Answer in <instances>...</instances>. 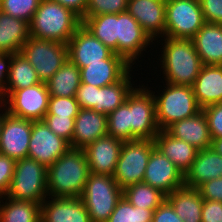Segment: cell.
Here are the masks:
<instances>
[{
    "label": "cell",
    "mask_w": 222,
    "mask_h": 222,
    "mask_svg": "<svg viewBox=\"0 0 222 222\" xmlns=\"http://www.w3.org/2000/svg\"><path fill=\"white\" fill-rule=\"evenodd\" d=\"M90 174L83 149L70 148L47 168V193L51 197H80Z\"/></svg>",
    "instance_id": "cell-1"
},
{
    "label": "cell",
    "mask_w": 222,
    "mask_h": 222,
    "mask_svg": "<svg viewBox=\"0 0 222 222\" xmlns=\"http://www.w3.org/2000/svg\"><path fill=\"white\" fill-rule=\"evenodd\" d=\"M162 38L159 60L165 82L192 87L202 67L192 39Z\"/></svg>",
    "instance_id": "cell-2"
},
{
    "label": "cell",
    "mask_w": 222,
    "mask_h": 222,
    "mask_svg": "<svg viewBox=\"0 0 222 222\" xmlns=\"http://www.w3.org/2000/svg\"><path fill=\"white\" fill-rule=\"evenodd\" d=\"M81 25V18L72 10L52 0H41L29 24L30 36L68 44Z\"/></svg>",
    "instance_id": "cell-3"
},
{
    "label": "cell",
    "mask_w": 222,
    "mask_h": 222,
    "mask_svg": "<svg viewBox=\"0 0 222 222\" xmlns=\"http://www.w3.org/2000/svg\"><path fill=\"white\" fill-rule=\"evenodd\" d=\"M162 93L153 96L156 106V120L160 130H166L176 121L195 116L202 109L197 104L191 86L167 83Z\"/></svg>",
    "instance_id": "cell-4"
},
{
    "label": "cell",
    "mask_w": 222,
    "mask_h": 222,
    "mask_svg": "<svg viewBox=\"0 0 222 222\" xmlns=\"http://www.w3.org/2000/svg\"><path fill=\"white\" fill-rule=\"evenodd\" d=\"M122 196L123 190L113 176L90 172L80 198L91 222H106Z\"/></svg>",
    "instance_id": "cell-5"
},
{
    "label": "cell",
    "mask_w": 222,
    "mask_h": 222,
    "mask_svg": "<svg viewBox=\"0 0 222 222\" xmlns=\"http://www.w3.org/2000/svg\"><path fill=\"white\" fill-rule=\"evenodd\" d=\"M5 196L42 204L48 197L47 167L30 157L16 160L11 185Z\"/></svg>",
    "instance_id": "cell-6"
},
{
    "label": "cell",
    "mask_w": 222,
    "mask_h": 222,
    "mask_svg": "<svg viewBox=\"0 0 222 222\" xmlns=\"http://www.w3.org/2000/svg\"><path fill=\"white\" fill-rule=\"evenodd\" d=\"M155 148L154 139L123 142L113 175L122 190L143 181L149 157Z\"/></svg>",
    "instance_id": "cell-7"
},
{
    "label": "cell",
    "mask_w": 222,
    "mask_h": 222,
    "mask_svg": "<svg viewBox=\"0 0 222 222\" xmlns=\"http://www.w3.org/2000/svg\"><path fill=\"white\" fill-rule=\"evenodd\" d=\"M20 53L33 66L40 81L45 83L69 60L67 44L31 36Z\"/></svg>",
    "instance_id": "cell-8"
},
{
    "label": "cell",
    "mask_w": 222,
    "mask_h": 222,
    "mask_svg": "<svg viewBox=\"0 0 222 222\" xmlns=\"http://www.w3.org/2000/svg\"><path fill=\"white\" fill-rule=\"evenodd\" d=\"M204 23L199 0H166L165 37L192 39Z\"/></svg>",
    "instance_id": "cell-9"
},
{
    "label": "cell",
    "mask_w": 222,
    "mask_h": 222,
    "mask_svg": "<svg viewBox=\"0 0 222 222\" xmlns=\"http://www.w3.org/2000/svg\"><path fill=\"white\" fill-rule=\"evenodd\" d=\"M49 91L45 82L13 90L4 99L6 111L31 121H43L48 112ZM8 106V107H7Z\"/></svg>",
    "instance_id": "cell-10"
},
{
    "label": "cell",
    "mask_w": 222,
    "mask_h": 222,
    "mask_svg": "<svg viewBox=\"0 0 222 222\" xmlns=\"http://www.w3.org/2000/svg\"><path fill=\"white\" fill-rule=\"evenodd\" d=\"M131 140L154 139L160 129L156 120L153 90L135 87L130 93Z\"/></svg>",
    "instance_id": "cell-11"
},
{
    "label": "cell",
    "mask_w": 222,
    "mask_h": 222,
    "mask_svg": "<svg viewBox=\"0 0 222 222\" xmlns=\"http://www.w3.org/2000/svg\"><path fill=\"white\" fill-rule=\"evenodd\" d=\"M70 148V143L57 136L44 121H32L28 157L48 168Z\"/></svg>",
    "instance_id": "cell-12"
},
{
    "label": "cell",
    "mask_w": 222,
    "mask_h": 222,
    "mask_svg": "<svg viewBox=\"0 0 222 222\" xmlns=\"http://www.w3.org/2000/svg\"><path fill=\"white\" fill-rule=\"evenodd\" d=\"M32 121L5 113L0 133V154L15 160L28 157Z\"/></svg>",
    "instance_id": "cell-13"
},
{
    "label": "cell",
    "mask_w": 222,
    "mask_h": 222,
    "mask_svg": "<svg viewBox=\"0 0 222 222\" xmlns=\"http://www.w3.org/2000/svg\"><path fill=\"white\" fill-rule=\"evenodd\" d=\"M152 42V43H151ZM155 44L139 25L138 21L127 11L118 13V55L131 66L143 55L149 45Z\"/></svg>",
    "instance_id": "cell-14"
},
{
    "label": "cell",
    "mask_w": 222,
    "mask_h": 222,
    "mask_svg": "<svg viewBox=\"0 0 222 222\" xmlns=\"http://www.w3.org/2000/svg\"><path fill=\"white\" fill-rule=\"evenodd\" d=\"M68 59L79 69L88 63H104L114 52L82 25L68 41Z\"/></svg>",
    "instance_id": "cell-15"
},
{
    "label": "cell",
    "mask_w": 222,
    "mask_h": 222,
    "mask_svg": "<svg viewBox=\"0 0 222 222\" xmlns=\"http://www.w3.org/2000/svg\"><path fill=\"white\" fill-rule=\"evenodd\" d=\"M142 182L167 196L175 189L184 186V175L173 162L155 148L149 157Z\"/></svg>",
    "instance_id": "cell-16"
},
{
    "label": "cell",
    "mask_w": 222,
    "mask_h": 222,
    "mask_svg": "<svg viewBox=\"0 0 222 222\" xmlns=\"http://www.w3.org/2000/svg\"><path fill=\"white\" fill-rule=\"evenodd\" d=\"M123 142L107 134L86 146L83 151L90 172L113 176Z\"/></svg>",
    "instance_id": "cell-17"
},
{
    "label": "cell",
    "mask_w": 222,
    "mask_h": 222,
    "mask_svg": "<svg viewBox=\"0 0 222 222\" xmlns=\"http://www.w3.org/2000/svg\"><path fill=\"white\" fill-rule=\"evenodd\" d=\"M127 12L154 42L165 37L166 0H128Z\"/></svg>",
    "instance_id": "cell-18"
},
{
    "label": "cell",
    "mask_w": 222,
    "mask_h": 222,
    "mask_svg": "<svg viewBox=\"0 0 222 222\" xmlns=\"http://www.w3.org/2000/svg\"><path fill=\"white\" fill-rule=\"evenodd\" d=\"M129 71H132L131 65L113 53L104 59V63H88V66L81 68V83L104 87L119 82Z\"/></svg>",
    "instance_id": "cell-19"
},
{
    "label": "cell",
    "mask_w": 222,
    "mask_h": 222,
    "mask_svg": "<svg viewBox=\"0 0 222 222\" xmlns=\"http://www.w3.org/2000/svg\"><path fill=\"white\" fill-rule=\"evenodd\" d=\"M48 198L41 204V222H91L80 197Z\"/></svg>",
    "instance_id": "cell-20"
},
{
    "label": "cell",
    "mask_w": 222,
    "mask_h": 222,
    "mask_svg": "<svg viewBox=\"0 0 222 222\" xmlns=\"http://www.w3.org/2000/svg\"><path fill=\"white\" fill-rule=\"evenodd\" d=\"M107 115L92 109L80 108L75 117L74 132L70 147L84 149L86 146L107 135Z\"/></svg>",
    "instance_id": "cell-21"
},
{
    "label": "cell",
    "mask_w": 222,
    "mask_h": 222,
    "mask_svg": "<svg viewBox=\"0 0 222 222\" xmlns=\"http://www.w3.org/2000/svg\"><path fill=\"white\" fill-rule=\"evenodd\" d=\"M166 131L174 138L184 140L198 150L207 149L211 145L212 138L203 110L193 117L174 122Z\"/></svg>",
    "instance_id": "cell-22"
},
{
    "label": "cell",
    "mask_w": 222,
    "mask_h": 222,
    "mask_svg": "<svg viewBox=\"0 0 222 222\" xmlns=\"http://www.w3.org/2000/svg\"><path fill=\"white\" fill-rule=\"evenodd\" d=\"M222 176V156L210 147L198 150L190 169L184 175V185L198 188L203 183Z\"/></svg>",
    "instance_id": "cell-23"
},
{
    "label": "cell",
    "mask_w": 222,
    "mask_h": 222,
    "mask_svg": "<svg viewBox=\"0 0 222 222\" xmlns=\"http://www.w3.org/2000/svg\"><path fill=\"white\" fill-rule=\"evenodd\" d=\"M201 109L222 102V65H202L192 86Z\"/></svg>",
    "instance_id": "cell-24"
},
{
    "label": "cell",
    "mask_w": 222,
    "mask_h": 222,
    "mask_svg": "<svg viewBox=\"0 0 222 222\" xmlns=\"http://www.w3.org/2000/svg\"><path fill=\"white\" fill-rule=\"evenodd\" d=\"M192 41L202 65H222V24L205 22Z\"/></svg>",
    "instance_id": "cell-25"
},
{
    "label": "cell",
    "mask_w": 222,
    "mask_h": 222,
    "mask_svg": "<svg viewBox=\"0 0 222 222\" xmlns=\"http://www.w3.org/2000/svg\"><path fill=\"white\" fill-rule=\"evenodd\" d=\"M155 147L166 156L185 175L190 169L198 149L184 140L170 135L166 130H160L154 138Z\"/></svg>",
    "instance_id": "cell-26"
},
{
    "label": "cell",
    "mask_w": 222,
    "mask_h": 222,
    "mask_svg": "<svg viewBox=\"0 0 222 222\" xmlns=\"http://www.w3.org/2000/svg\"><path fill=\"white\" fill-rule=\"evenodd\" d=\"M29 37L28 22L0 12V53H19Z\"/></svg>",
    "instance_id": "cell-27"
},
{
    "label": "cell",
    "mask_w": 222,
    "mask_h": 222,
    "mask_svg": "<svg viewBox=\"0 0 222 222\" xmlns=\"http://www.w3.org/2000/svg\"><path fill=\"white\" fill-rule=\"evenodd\" d=\"M176 214L184 222H202L204 199L197 188L182 186L166 196Z\"/></svg>",
    "instance_id": "cell-28"
},
{
    "label": "cell",
    "mask_w": 222,
    "mask_h": 222,
    "mask_svg": "<svg viewBox=\"0 0 222 222\" xmlns=\"http://www.w3.org/2000/svg\"><path fill=\"white\" fill-rule=\"evenodd\" d=\"M131 72L129 71L119 82L112 85L97 87V103L93 111L108 115L123 104L132 90L133 86ZM131 80V81H130Z\"/></svg>",
    "instance_id": "cell-29"
},
{
    "label": "cell",
    "mask_w": 222,
    "mask_h": 222,
    "mask_svg": "<svg viewBox=\"0 0 222 222\" xmlns=\"http://www.w3.org/2000/svg\"><path fill=\"white\" fill-rule=\"evenodd\" d=\"M38 83L41 81L29 61L20 52L11 54L7 84L0 92V99L3 100L13 90L31 87Z\"/></svg>",
    "instance_id": "cell-30"
},
{
    "label": "cell",
    "mask_w": 222,
    "mask_h": 222,
    "mask_svg": "<svg viewBox=\"0 0 222 222\" xmlns=\"http://www.w3.org/2000/svg\"><path fill=\"white\" fill-rule=\"evenodd\" d=\"M82 26L118 55V14L83 17Z\"/></svg>",
    "instance_id": "cell-31"
},
{
    "label": "cell",
    "mask_w": 222,
    "mask_h": 222,
    "mask_svg": "<svg viewBox=\"0 0 222 222\" xmlns=\"http://www.w3.org/2000/svg\"><path fill=\"white\" fill-rule=\"evenodd\" d=\"M2 198L6 201L1 200ZM40 217L41 204L0 197V222H41Z\"/></svg>",
    "instance_id": "cell-32"
},
{
    "label": "cell",
    "mask_w": 222,
    "mask_h": 222,
    "mask_svg": "<svg viewBox=\"0 0 222 222\" xmlns=\"http://www.w3.org/2000/svg\"><path fill=\"white\" fill-rule=\"evenodd\" d=\"M46 84L50 96L73 97L81 84L80 69L67 60Z\"/></svg>",
    "instance_id": "cell-33"
},
{
    "label": "cell",
    "mask_w": 222,
    "mask_h": 222,
    "mask_svg": "<svg viewBox=\"0 0 222 222\" xmlns=\"http://www.w3.org/2000/svg\"><path fill=\"white\" fill-rule=\"evenodd\" d=\"M123 196L134 206L155 210L165 199L166 195L149 184L139 182L123 189Z\"/></svg>",
    "instance_id": "cell-34"
},
{
    "label": "cell",
    "mask_w": 222,
    "mask_h": 222,
    "mask_svg": "<svg viewBox=\"0 0 222 222\" xmlns=\"http://www.w3.org/2000/svg\"><path fill=\"white\" fill-rule=\"evenodd\" d=\"M107 133L123 141L131 140L130 94L123 104L107 115Z\"/></svg>",
    "instance_id": "cell-35"
},
{
    "label": "cell",
    "mask_w": 222,
    "mask_h": 222,
    "mask_svg": "<svg viewBox=\"0 0 222 222\" xmlns=\"http://www.w3.org/2000/svg\"><path fill=\"white\" fill-rule=\"evenodd\" d=\"M154 211L134 207L122 196L106 222H152Z\"/></svg>",
    "instance_id": "cell-36"
},
{
    "label": "cell",
    "mask_w": 222,
    "mask_h": 222,
    "mask_svg": "<svg viewBox=\"0 0 222 222\" xmlns=\"http://www.w3.org/2000/svg\"><path fill=\"white\" fill-rule=\"evenodd\" d=\"M41 0H0V12L30 24Z\"/></svg>",
    "instance_id": "cell-37"
},
{
    "label": "cell",
    "mask_w": 222,
    "mask_h": 222,
    "mask_svg": "<svg viewBox=\"0 0 222 222\" xmlns=\"http://www.w3.org/2000/svg\"><path fill=\"white\" fill-rule=\"evenodd\" d=\"M127 4L128 0H88L84 17L126 12Z\"/></svg>",
    "instance_id": "cell-38"
},
{
    "label": "cell",
    "mask_w": 222,
    "mask_h": 222,
    "mask_svg": "<svg viewBox=\"0 0 222 222\" xmlns=\"http://www.w3.org/2000/svg\"><path fill=\"white\" fill-rule=\"evenodd\" d=\"M80 106L75 96L73 97H57L50 96L48 104V112L46 115H58L63 117H76L79 113Z\"/></svg>",
    "instance_id": "cell-39"
},
{
    "label": "cell",
    "mask_w": 222,
    "mask_h": 222,
    "mask_svg": "<svg viewBox=\"0 0 222 222\" xmlns=\"http://www.w3.org/2000/svg\"><path fill=\"white\" fill-rule=\"evenodd\" d=\"M43 121L57 136H60L71 143L74 132L75 117L45 115Z\"/></svg>",
    "instance_id": "cell-40"
},
{
    "label": "cell",
    "mask_w": 222,
    "mask_h": 222,
    "mask_svg": "<svg viewBox=\"0 0 222 222\" xmlns=\"http://www.w3.org/2000/svg\"><path fill=\"white\" fill-rule=\"evenodd\" d=\"M202 110L208 121L211 138L222 137V102L206 106Z\"/></svg>",
    "instance_id": "cell-41"
},
{
    "label": "cell",
    "mask_w": 222,
    "mask_h": 222,
    "mask_svg": "<svg viewBox=\"0 0 222 222\" xmlns=\"http://www.w3.org/2000/svg\"><path fill=\"white\" fill-rule=\"evenodd\" d=\"M16 160L0 154V197L5 196L10 188Z\"/></svg>",
    "instance_id": "cell-42"
},
{
    "label": "cell",
    "mask_w": 222,
    "mask_h": 222,
    "mask_svg": "<svg viewBox=\"0 0 222 222\" xmlns=\"http://www.w3.org/2000/svg\"><path fill=\"white\" fill-rule=\"evenodd\" d=\"M205 22L222 24V0H199Z\"/></svg>",
    "instance_id": "cell-43"
},
{
    "label": "cell",
    "mask_w": 222,
    "mask_h": 222,
    "mask_svg": "<svg viewBox=\"0 0 222 222\" xmlns=\"http://www.w3.org/2000/svg\"><path fill=\"white\" fill-rule=\"evenodd\" d=\"M75 99L80 108L93 109L97 103V87L86 83H81L75 94Z\"/></svg>",
    "instance_id": "cell-44"
},
{
    "label": "cell",
    "mask_w": 222,
    "mask_h": 222,
    "mask_svg": "<svg viewBox=\"0 0 222 222\" xmlns=\"http://www.w3.org/2000/svg\"><path fill=\"white\" fill-rule=\"evenodd\" d=\"M197 189L204 200L222 202V176L203 183Z\"/></svg>",
    "instance_id": "cell-45"
},
{
    "label": "cell",
    "mask_w": 222,
    "mask_h": 222,
    "mask_svg": "<svg viewBox=\"0 0 222 222\" xmlns=\"http://www.w3.org/2000/svg\"><path fill=\"white\" fill-rule=\"evenodd\" d=\"M152 222H184L175 212L170 202L165 199L153 212Z\"/></svg>",
    "instance_id": "cell-46"
},
{
    "label": "cell",
    "mask_w": 222,
    "mask_h": 222,
    "mask_svg": "<svg viewBox=\"0 0 222 222\" xmlns=\"http://www.w3.org/2000/svg\"><path fill=\"white\" fill-rule=\"evenodd\" d=\"M201 215L202 222H222V202L204 200Z\"/></svg>",
    "instance_id": "cell-47"
},
{
    "label": "cell",
    "mask_w": 222,
    "mask_h": 222,
    "mask_svg": "<svg viewBox=\"0 0 222 222\" xmlns=\"http://www.w3.org/2000/svg\"><path fill=\"white\" fill-rule=\"evenodd\" d=\"M52 1H55L61 4L62 6L72 10L81 19L85 15V10L88 4V0H52Z\"/></svg>",
    "instance_id": "cell-48"
},
{
    "label": "cell",
    "mask_w": 222,
    "mask_h": 222,
    "mask_svg": "<svg viewBox=\"0 0 222 222\" xmlns=\"http://www.w3.org/2000/svg\"><path fill=\"white\" fill-rule=\"evenodd\" d=\"M10 62L11 54L0 53V92L5 88L7 84Z\"/></svg>",
    "instance_id": "cell-49"
},
{
    "label": "cell",
    "mask_w": 222,
    "mask_h": 222,
    "mask_svg": "<svg viewBox=\"0 0 222 222\" xmlns=\"http://www.w3.org/2000/svg\"><path fill=\"white\" fill-rule=\"evenodd\" d=\"M210 148L222 156V137L212 139Z\"/></svg>",
    "instance_id": "cell-50"
},
{
    "label": "cell",
    "mask_w": 222,
    "mask_h": 222,
    "mask_svg": "<svg viewBox=\"0 0 222 222\" xmlns=\"http://www.w3.org/2000/svg\"><path fill=\"white\" fill-rule=\"evenodd\" d=\"M1 108H2L3 110H2ZM0 110L2 111V112L0 113V133H1L2 121H3V119H4L5 113L7 112V111H6V106H5L4 102H3V100H1V99H0ZM3 111H4V112H3Z\"/></svg>",
    "instance_id": "cell-51"
}]
</instances>
